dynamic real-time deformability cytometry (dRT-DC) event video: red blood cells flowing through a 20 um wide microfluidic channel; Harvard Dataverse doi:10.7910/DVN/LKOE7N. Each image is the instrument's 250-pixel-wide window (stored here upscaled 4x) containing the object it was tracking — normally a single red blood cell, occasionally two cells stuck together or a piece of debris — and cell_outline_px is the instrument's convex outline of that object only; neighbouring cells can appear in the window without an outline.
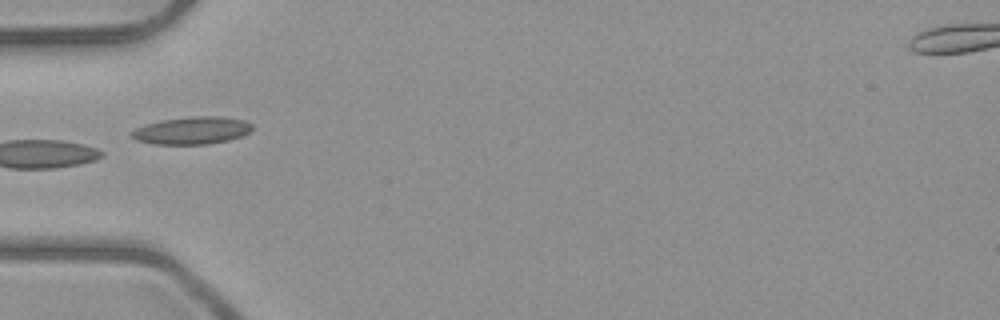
{"species": "common noctule bat (a hibernating species)", "species_latin": "Nyctalus noctula", "temperature_condition": "room temperature", "stored_images_in_passage": 7, "camera_frame_rate_fps": 3000, "um_per_image_px": 0.085, "animal": {"sex": "male", "body_mass_g": 23.1, "forearm_length_mm": 52.7}, "frame": {"image": 1, "passage_image": 6, "time_ms": 5.667, "image_size_px": [1000, 320], "cell_outline_px": [[252, 128], [248, 132], [240, 136], [228, 140], [208, 144], [152, 144], [136, 140], [132, 136], [132, 132], [136, 128], [144, 124], [160, 120], [192, 116], [220, 116], [244, 120], [252, 124]], "centroid_in_image_um": [16.3, 11.08], "position_along_channel_um": 68.7, "area_um2": 19.25}}
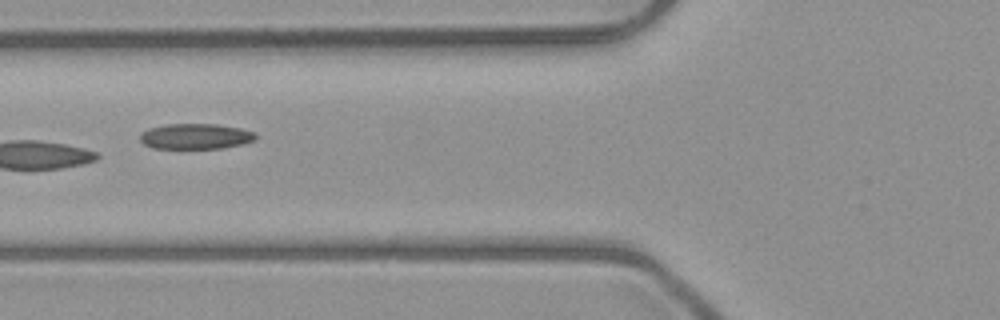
{"frame": {"image": 2, "passage_image": 7, "time_ms": 6.667, "image_size_px": [1000, 320], "cell_outline_px": [[256, 140], [240, 144], [220, 148], [152, 148], [144, 144], [140, 140], [140, 132], [148, 128], [168, 124], [216, 124], [240, 128], [256, 132]], "centroid_in_image_um": [16.6, 11.58], "position_along_channel_um": 109.2, "area_um2": 17.17}}